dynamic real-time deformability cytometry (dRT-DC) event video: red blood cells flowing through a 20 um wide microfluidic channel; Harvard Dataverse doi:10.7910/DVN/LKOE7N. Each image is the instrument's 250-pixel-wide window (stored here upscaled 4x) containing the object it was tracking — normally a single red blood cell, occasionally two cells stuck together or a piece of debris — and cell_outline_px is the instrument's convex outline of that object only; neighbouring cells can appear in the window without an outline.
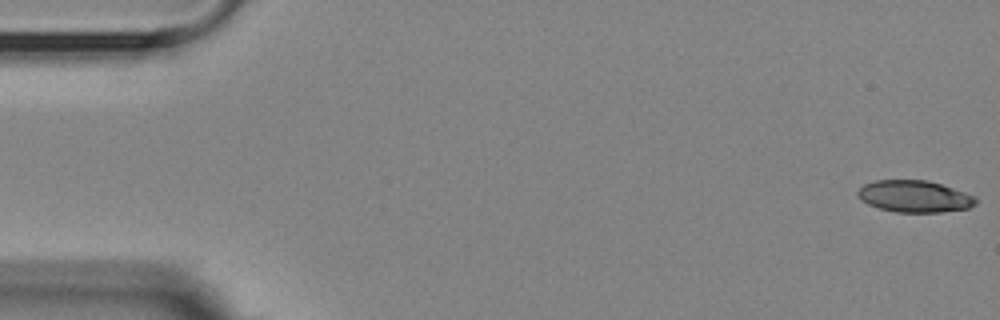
{"species": "Egyptian fruit bat (a non-hibernating species)", "species_latin": "Rousettus aegyptiacus", "temperature_condition": "room temperature", "stored_images_in_passage": 10, "camera_frame_rate_fps": 3000, "um_per_image_px": 0.085, "animal": {"sex": "female"}, "frame": {"image": 1, "passage_image": 1, "time_ms": 0.0, "image_size_px": [1000, 320], "cell_outline_px": [[976, 204], [968, 208], [940, 212], [896, 212], [880, 208], [868, 204], [860, 200], [856, 192], [864, 184], [876, 180], [928, 180], [976, 196]], "centroid_in_image_um": [77.71, 16.69], "position_along_channel_um": 7.3, "area_um2": 21.79}}
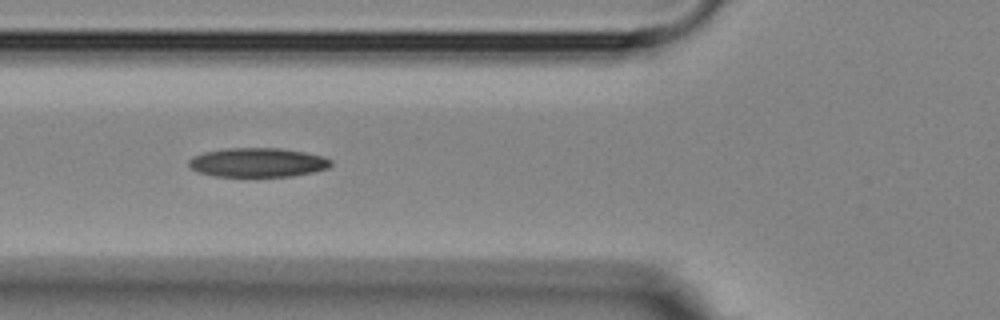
{"frame": {"image": 2, "passage_image": 6, "time_ms": 6.333, "image_size_px": [1000, 320], "cell_outline_px": [[332, 164], [328, 168], [312, 172], [292, 176], [216, 176], [200, 172], [192, 168], [188, 164], [188, 160], [192, 156], [204, 152], [224, 148], [280, 148], [304, 152], [324, 156], [332, 160]], "centroid_in_image_um": [21.91, 13.8], "position_along_channel_um": 103.9, "area_um2": 24.1}}
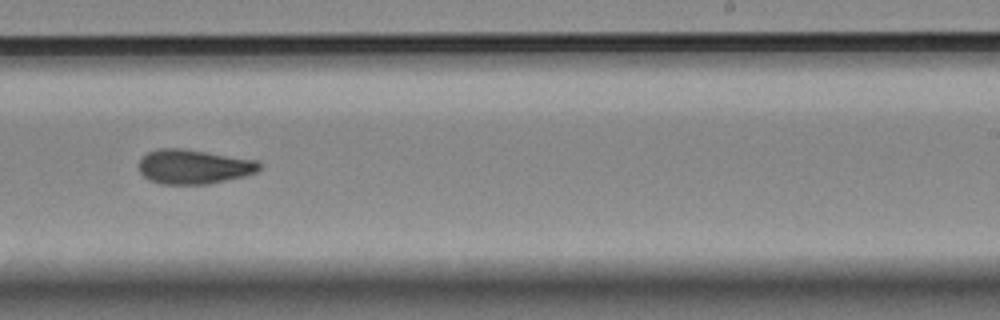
{"frame": {"image": 3, "passage_image": 10, "time_ms": 11.0, "image_size_px": [1000, 320], "cell_outline_px": [[260, 168], [256, 172], [244, 176], [208, 184], [160, 184], [148, 180], [140, 172], [140, 160], [148, 152], [156, 148], [184, 148], [256, 160], [260, 164]], "centroid_in_image_um": [16.45, 14.16], "position_along_channel_um": 272.6, "area_um2": 24.16}}